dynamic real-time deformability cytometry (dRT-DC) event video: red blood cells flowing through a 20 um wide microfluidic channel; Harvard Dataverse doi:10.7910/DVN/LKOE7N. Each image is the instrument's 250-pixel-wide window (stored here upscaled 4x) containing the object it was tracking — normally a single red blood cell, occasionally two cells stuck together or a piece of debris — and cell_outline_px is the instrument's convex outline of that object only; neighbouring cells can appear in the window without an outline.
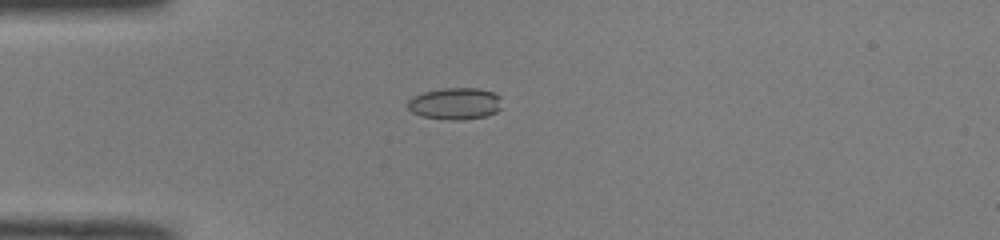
{"species": "common noctule bat (a hibernating species)", "species_latin": "Nyctalus noctula", "temperature_condition": "room temperature", "stored_images_in_passage": 39, "camera_frame_rate_fps": 3000, "um_per_image_px": 0.085, "animal": {"sex": "male", "body_mass_g": 19.0, "forearm_length_mm": 50.8}, "frame": {"image": 1, "passage_image": 2, "time_ms": 0.333, "image_size_px": [1000, 240], "cell_outline_px": [[500, 108], [496, 112], [484, 116], [460, 120], [448, 120], [424, 116], [412, 112], [408, 108], [408, 100], [412, 96], [424, 92], [444, 88], [476, 88], [496, 92], [500, 96]], "centroid_in_image_um": [38.69, 8.79], "position_along_channel_um": 46.3, "area_um2": 17.4}}
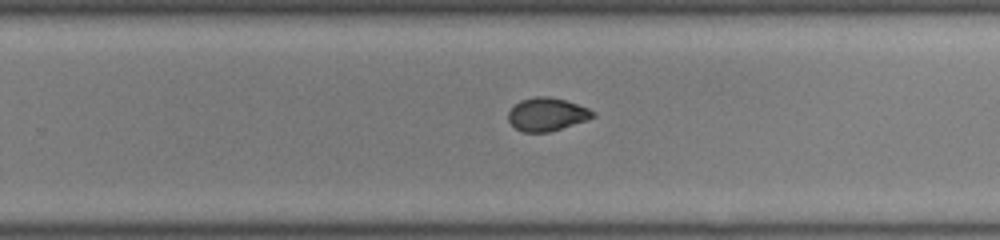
{"frame": {"image": 2, "passage_image": 21, "time_ms": 6.667, "image_size_px": [1000, 240], "cell_outline_px": [[596, 116], [588, 120], [548, 132], [524, 132], [516, 128], [508, 120], [508, 112], [520, 100], [536, 96], [548, 96], [564, 100], [588, 108], [596, 112]], "centroid_in_image_um": [46.51, 9.72], "position_along_channel_um": 283.3, "area_um2": 16.24}}
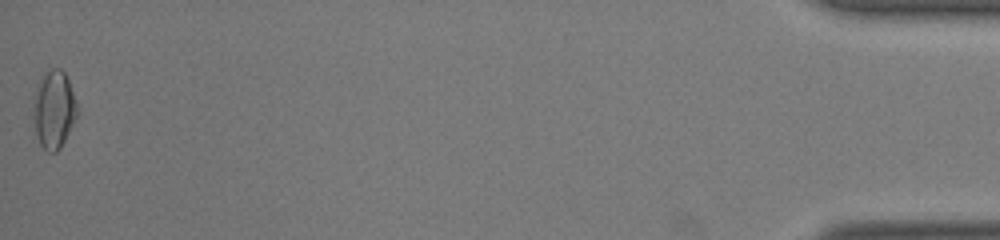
{"frame": {"image": 3, "passage_image": 39, "time_ms": 12.667, "image_size_px": [1000, 240], "cell_outline_px": [[76, 116], [60, 148], [56, 152], [48, 152], [40, 144], [36, 136], [32, 116], [36, 96], [44, 72], [52, 68], [60, 68], [64, 72], [68, 80], [76, 104]], "centroid_in_image_um": [4.56, 9.33], "position_along_channel_um": 430.6, "area_um2": 19.19}, "authors_computed_cell_mechanics": {"area_um2": 17.1088, "velocity_mm_per_s": 4.0217, "shape_relaxation_time_tau1_ms": 9.0882, "shape_relaxation_time_tau2_ms": 1.8365, "deformation_change_tau1": 0.1926, "deformation_change_tau2": 0.0404}}